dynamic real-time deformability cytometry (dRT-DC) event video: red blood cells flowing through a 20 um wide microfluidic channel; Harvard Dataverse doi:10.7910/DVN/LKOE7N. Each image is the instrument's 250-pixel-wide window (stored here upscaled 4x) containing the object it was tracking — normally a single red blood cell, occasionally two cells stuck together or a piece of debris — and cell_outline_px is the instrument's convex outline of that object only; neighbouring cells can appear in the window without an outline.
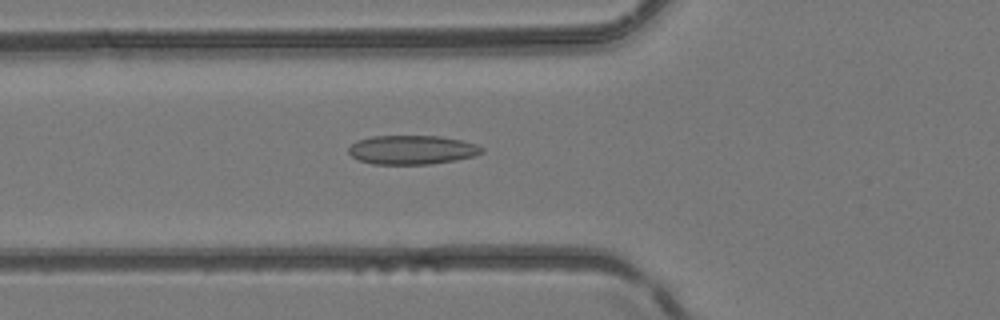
{"species": "common noctule bat (a hibernating species)", "species_latin": "Nyctalus noctula", "temperature_condition": "room temperature", "stored_images_in_passage": 34, "camera_frame_rate_fps": 3000, "um_per_image_px": 0.085, "animal": {"sex": "female", "body_mass_g": 24.6, "forearm_length_mm": 56.2}, "frame": {"image": 1, "passage_image": 4, "time_ms": 1.0, "image_size_px": [1000, 320], "cell_outline_px": [[484, 152], [472, 156], [456, 160], [428, 164], [372, 164], [360, 160], [352, 156], [348, 152], [348, 148], [356, 140], [372, 136], [440, 136], [460, 140], [476, 144], [484, 148]], "centroid_in_image_um": [35.01, 12.73], "position_along_channel_um": 90.8, "area_um2": 22.48}}
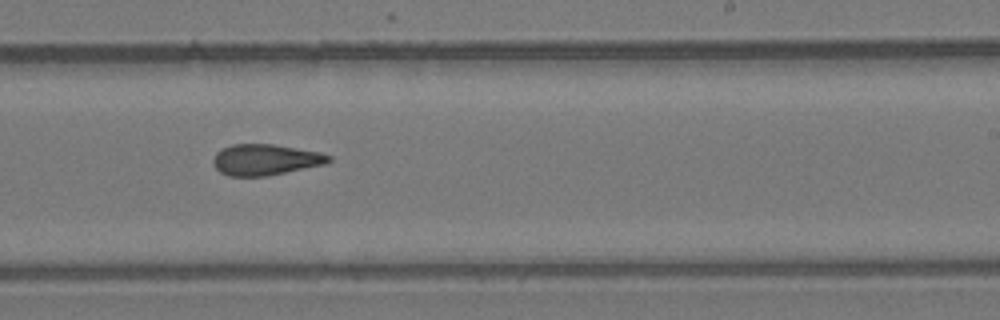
{"frame": {"image": 2, "passage_image": 16, "time_ms": 5.0, "image_size_px": [1000, 320], "cell_outline_px": [[332, 160], [324, 164], [264, 176], [228, 176], [220, 172], [212, 164], [212, 160], [216, 152], [232, 144], [272, 144], [320, 152], [332, 156]], "centroid_in_image_um": [22.53, 13.57], "position_along_channel_um": 266.5, "area_um2": 20.69}}
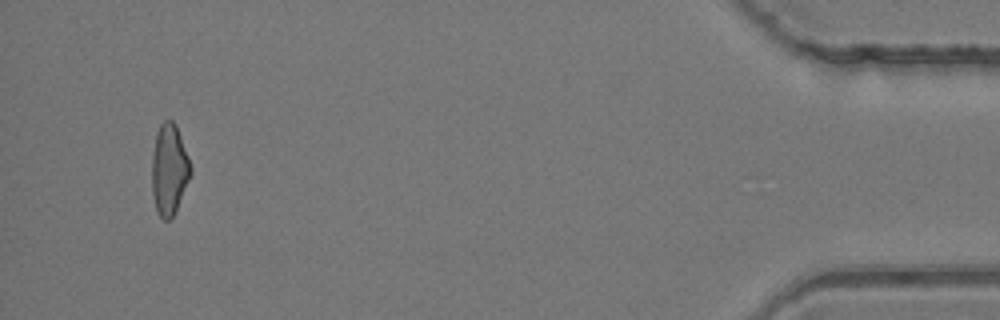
{"frame": {"image": 3, "passage_image": 32, "time_ms": 10.333, "image_size_px": [1000, 320], "cell_outline_px": [[192, 172], [176, 208], [172, 216], [168, 220], [164, 220], [160, 216], [156, 208], [152, 196], [152, 156], [156, 132], [160, 124], [164, 120], [172, 120], [176, 124], [188, 156], [192, 168]], "centroid_in_image_um": [14.37, 14.36], "position_along_channel_um": 420.8, "area_um2": 20.35}}